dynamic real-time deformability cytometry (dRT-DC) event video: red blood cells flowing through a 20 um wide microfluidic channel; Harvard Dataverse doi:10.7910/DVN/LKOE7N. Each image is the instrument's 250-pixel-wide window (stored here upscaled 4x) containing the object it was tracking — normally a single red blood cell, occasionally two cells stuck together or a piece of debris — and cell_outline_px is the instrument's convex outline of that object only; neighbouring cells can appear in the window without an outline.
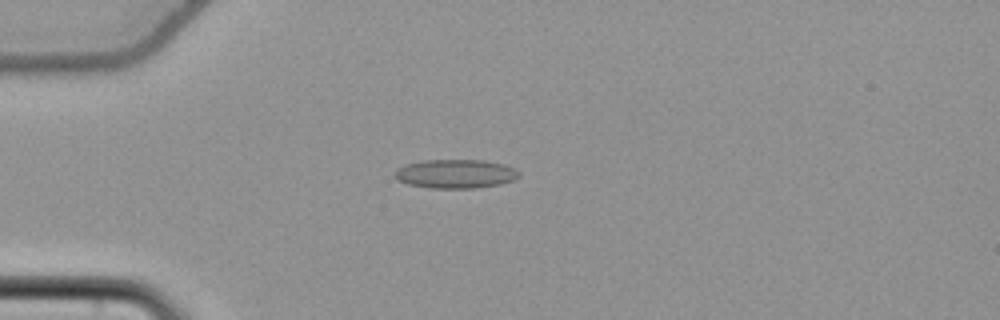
{"species": "common noctule bat (a hibernating species)", "species_latin": "Nyctalus noctula", "temperature_condition": "cold", "stored_images_in_passage": 56, "camera_frame_rate_fps": 3000, "um_per_image_px": 0.085, "animal": {"sex": "female", "body_mass_g": 22.7, "forearm_length_mm": 54.2}, "frame": {"image": 1, "passage_image": 16, "time_ms": 5.0, "image_size_px": [1000, 320], "cell_outline_px": [[520, 176], [512, 180], [500, 184], [476, 188], [428, 188], [408, 184], [396, 180], [392, 176], [396, 168], [408, 164], [424, 160], [484, 160], [504, 164], [516, 168], [520, 172]], "centroid_in_image_um": [38.7, 14.77], "position_along_channel_um": 46.3, "area_um2": 21.15}}
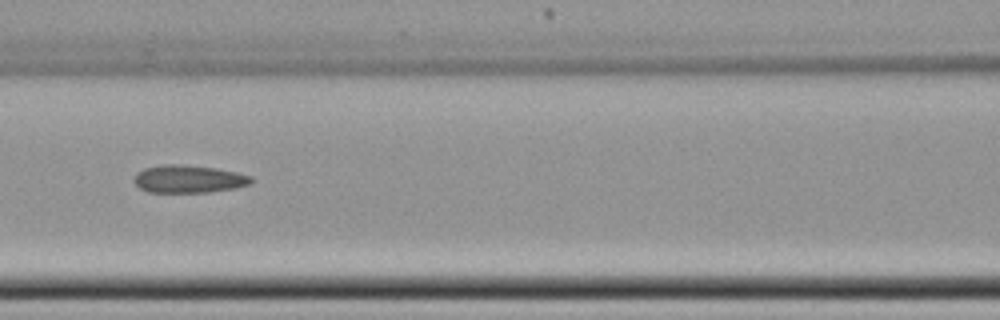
{"frame": {"image": 2, "passage_image": 26, "time_ms": 8.333, "image_size_px": [1000, 320], "cell_outline_px": [[252, 184], [236, 188], [208, 192], [148, 192], [140, 188], [132, 180], [136, 172], [144, 168], [164, 164], [180, 164], [216, 168], [236, 172], [252, 176]], "centroid_in_image_um": [16.03, 15.21], "position_along_channel_um": 150.6, "area_um2": 19.07}}
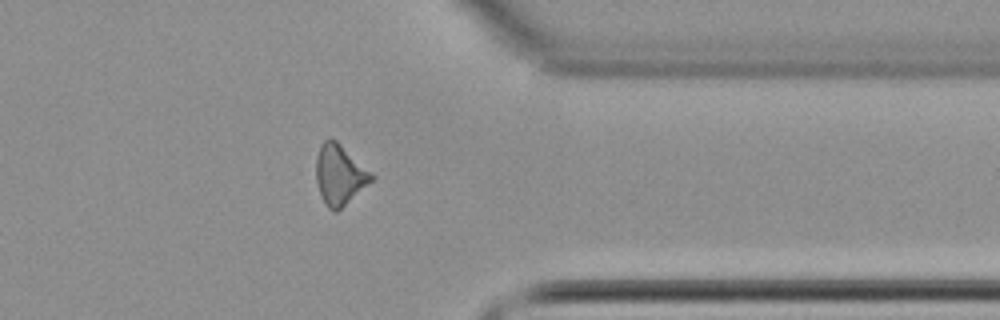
{"frame": {"image": 3, "passage_image": 45, "time_ms": 14.667, "image_size_px": [1000, 320], "cell_outline_px": [[376, 176], [372, 180], [336, 212], [332, 212], [328, 208], [320, 196], [316, 180], [316, 156], [320, 144], [324, 140], [336, 140], [372, 172]], "centroid_in_image_um": [28.84, 14.85], "position_along_channel_um": 382.6, "area_um2": 19.25}, "authors_computed_cell_mechanics": {"area_um2": 19.1607, "velocity_mm_per_s": 3.7979, "shape_relaxation_time_tau1_ms": null, "shape_relaxation_time_tau2_ms": 5.0303, "deformation_change_tau1": null, "deformation_change_tau2": 0.1615}}